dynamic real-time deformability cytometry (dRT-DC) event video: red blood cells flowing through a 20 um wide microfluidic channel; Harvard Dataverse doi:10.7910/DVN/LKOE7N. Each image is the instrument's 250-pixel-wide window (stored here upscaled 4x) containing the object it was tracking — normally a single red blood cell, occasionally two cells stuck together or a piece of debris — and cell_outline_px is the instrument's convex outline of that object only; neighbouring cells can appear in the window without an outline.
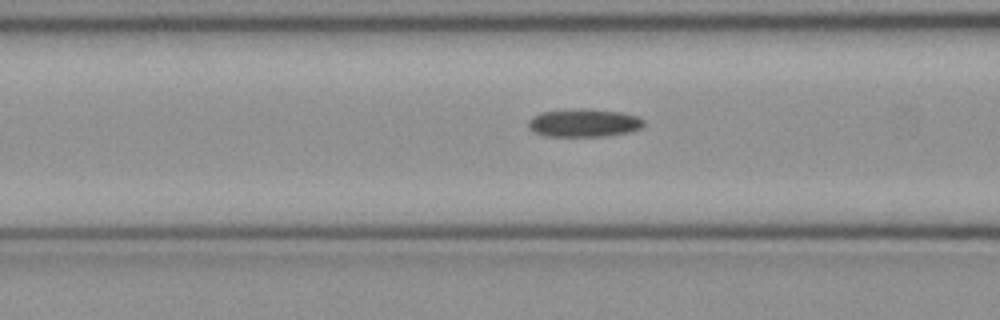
{"species": "common noctule bat (a hibernating species)", "species_latin": "Nyctalus noctula", "temperature_condition": "cold", "stored_images_in_passage": 52, "segment_of_instrument_passage": [1, 2], "camera_frame_rate_fps": 3000, "um_per_image_px": 0.085, "animal": {"sex": "female", "body_mass_g": 21.9}, "frame": {"image": 1, "passage_image": 20, "time_ms": 6.333, "image_size_px": [1000, 320], "cell_outline_px": [[644, 124], [640, 128], [628, 132], [604, 136], [544, 136], [528, 128], [528, 120], [532, 116], [540, 112], [584, 108], [588, 108], [620, 112], [640, 116], [644, 120]], "centroid_in_image_um": [49.62, 10.43], "position_along_channel_um": 117.0, "area_um2": 18.96}}
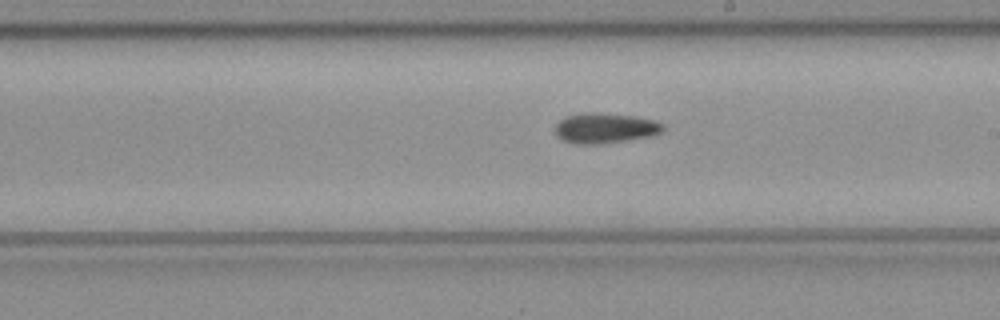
{"frame": {"image": 2, "passage_image": 29, "time_ms": 9.333, "image_size_px": [1000, 320], "cell_outline_px": [[664, 128], [660, 132], [652, 136], [600, 144], [576, 144], [564, 140], [556, 136], [556, 124], [564, 116], [584, 112], [600, 112], [636, 116], [656, 120], [664, 124]], "centroid_in_image_um": [51.44, 10.87], "position_along_channel_um": 237.6, "area_um2": 19.25}}
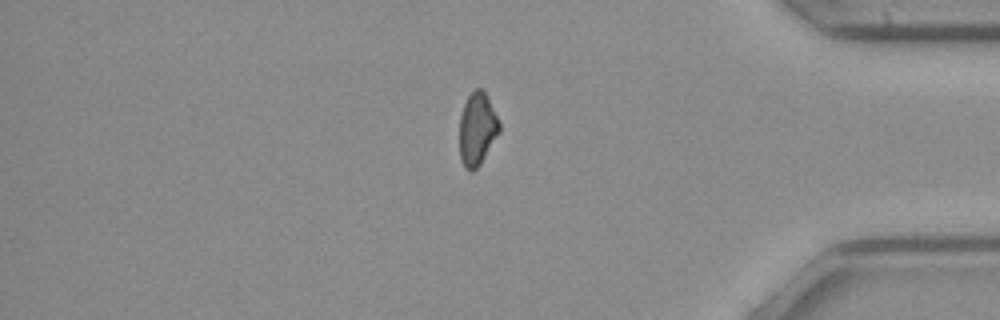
{"frame": {"image": 3, "passage_image": 43, "time_ms": 14.0, "image_size_px": [1000, 320], "cell_outline_px": [[500, 132], [480, 164], [472, 172], [468, 172], [464, 168], [460, 160], [460, 116], [464, 104], [468, 96], [476, 88], [484, 88], [500, 124]], "centroid_in_image_um": [40.56, 10.98], "position_along_channel_um": 394.6, "area_um2": 16.99}}